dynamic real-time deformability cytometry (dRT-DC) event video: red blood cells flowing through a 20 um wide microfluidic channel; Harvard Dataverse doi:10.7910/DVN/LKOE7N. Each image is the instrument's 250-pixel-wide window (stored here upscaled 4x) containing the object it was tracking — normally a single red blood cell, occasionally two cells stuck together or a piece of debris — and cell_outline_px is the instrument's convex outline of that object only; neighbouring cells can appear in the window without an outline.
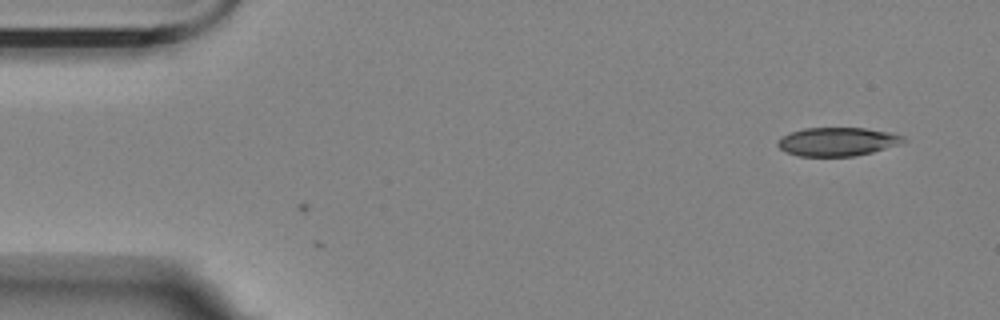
{"species": "Egyptian fruit bat (a non-hibernating species)", "species_latin": "Rousettus aegyptiacus", "temperature_condition": "room temperature", "stored_images_in_passage": 8, "camera_frame_rate_fps": 3000, "um_per_image_px": 0.085, "animal": {"sex": "female"}, "frame": {"image": 1, "passage_image": 8, "time_ms": 2.333, "image_size_px": [1000, 320], "cell_outline_px": [[908, 140], [872, 152], [856, 156], [800, 156], [788, 152], [780, 148], [776, 144], [784, 136], [792, 132], [804, 128], [864, 128], [888, 132], [904, 136]], "centroid_in_image_um": [71.19, 12.04], "position_along_channel_um": 13.8, "area_um2": 20.52}}